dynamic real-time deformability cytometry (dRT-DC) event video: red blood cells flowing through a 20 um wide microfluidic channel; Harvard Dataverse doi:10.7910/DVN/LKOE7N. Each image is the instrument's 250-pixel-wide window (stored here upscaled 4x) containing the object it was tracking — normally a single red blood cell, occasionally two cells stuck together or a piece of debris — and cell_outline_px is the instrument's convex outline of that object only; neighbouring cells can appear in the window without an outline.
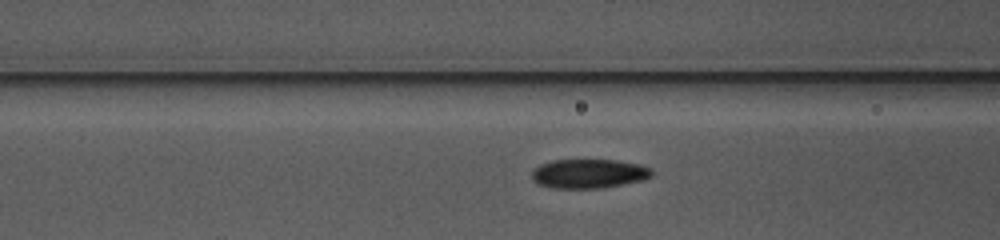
{"species": "common noctule bat (a hibernating species)", "species_latin": "Nyctalus noctula", "temperature_condition": "warm", "stored_images_in_passage": 39, "camera_frame_rate_fps": 3000, "um_per_image_px": 0.085, "animal": {"sex": "female", "body_mass_g": 10.0, "forearm_length_mm": 53.1}, "frame": {"image": 1, "passage_image": 6, "time_ms": 1.667, "image_size_px": [1000, 240], "cell_outline_px": [[652, 176], [644, 180], [600, 188], [552, 188], [540, 184], [532, 180], [532, 168], [540, 164], [552, 160], [616, 160], [640, 164], [652, 168]], "centroid_in_image_um": [50.04, 14.75], "position_along_channel_um": 116.6, "area_um2": 20.52}}
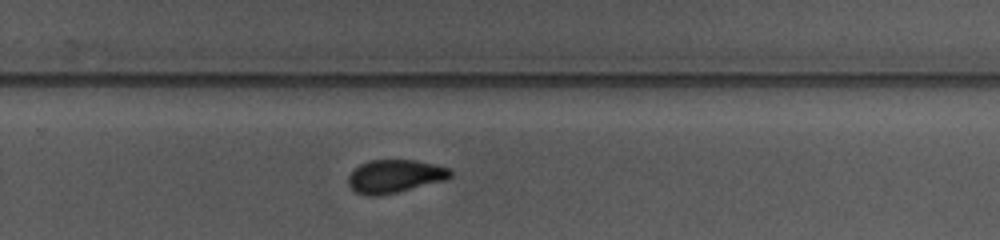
{"frame": {"image": 2, "passage_image": 20, "time_ms": 6.333, "image_size_px": [1000, 240], "cell_outline_px": [[452, 176], [448, 180], [396, 192], [376, 196], [368, 196], [356, 192], [348, 184], [348, 176], [360, 164], [368, 160], [416, 160], [448, 168], [452, 172]], "centroid_in_image_um": [33.57, 14.98], "position_along_channel_um": 296.2, "area_um2": 19.65}}
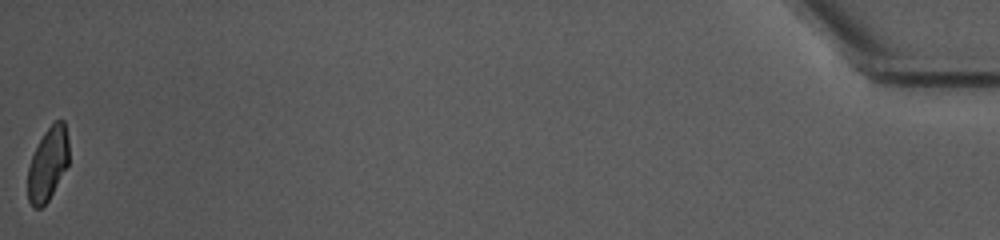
{"frame": {"image": 3, "passage_image": 39, "time_ms": 12.667, "image_size_px": [1000, 240], "cell_outline_px": [[68, 164], [48, 200], [40, 208], [32, 208], [28, 200], [28, 164], [44, 132], [56, 120], [64, 120], [68, 136]], "centroid_in_image_um": [4.06, 13.93], "position_along_channel_um": 431.1, "area_um2": 17.34}, "authors_computed_cell_mechanics": {"area_um2": 19.941, "velocity_mm_per_s": 3.8515, "shape_relaxation_time_tau1_ms": 3.9682, "shape_relaxation_time_tau2_ms": 2.9725, "deformation_change_tau1": 0.1216, "deformation_change_tau2": 0.069}}